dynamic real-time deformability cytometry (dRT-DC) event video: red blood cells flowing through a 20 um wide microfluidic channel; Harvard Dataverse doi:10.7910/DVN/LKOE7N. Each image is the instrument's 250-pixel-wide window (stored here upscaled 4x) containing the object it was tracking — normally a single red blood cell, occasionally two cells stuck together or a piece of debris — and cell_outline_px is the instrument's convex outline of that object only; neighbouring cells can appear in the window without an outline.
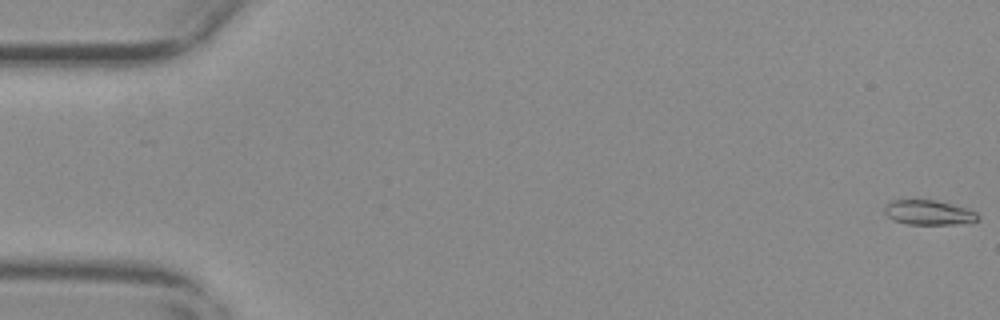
{"species": "common noctule bat (a hibernating species)", "species_latin": "Nyctalus noctula", "temperature_condition": "warm", "stored_images_in_passage": 42, "camera_frame_rate_fps": 3000, "um_per_image_px": 0.085, "animal": {"sex": "female", "body_mass_g": 29.2, "forearm_length_mm": 56.3}, "frame": {"image": 1, "passage_image": 1, "time_ms": 0.0, "image_size_px": [1000, 320], "cell_outline_px": [[980, 220], [952, 224], [908, 224], [892, 220], [884, 212], [884, 208], [892, 200], [936, 200], [968, 208], [976, 212], [980, 216]], "centroid_in_image_um": [78.95, 18.06], "position_along_channel_um": 6.0, "area_um2": 13.41}}
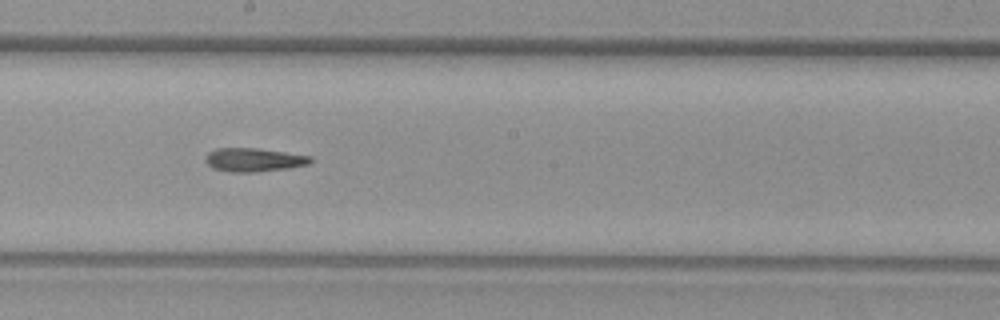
{"frame": {"image": 2, "passage_image": 32, "time_ms": 10.333, "image_size_px": [1000, 320], "cell_outline_px": [[312, 160], [308, 164], [288, 168], [256, 172], [228, 172], [212, 168], [204, 160], [204, 156], [208, 152], [216, 148], [256, 148], [312, 156]], "centroid_in_image_um": [21.52, 13.58], "position_along_channel_um": 226.7, "area_um2": 14.51}}
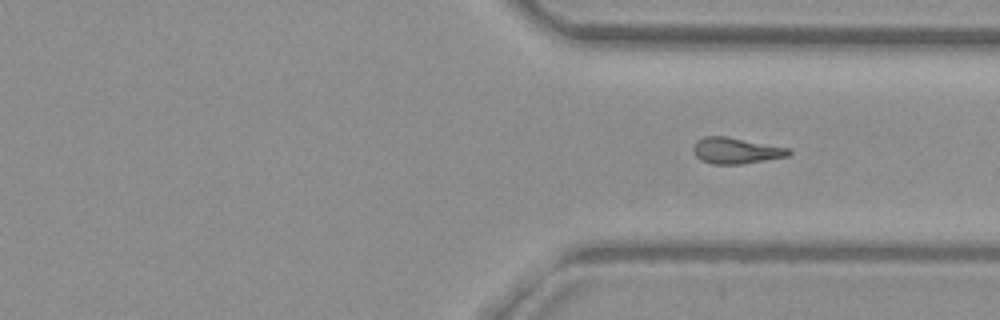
{"frame": {"image": 3, "passage_image": 42, "time_ms": 13.667, "image_size_px": [1000, 320], "cell_outline_px": [[792, 152], [788, 156], [744, 164], [712, 164], [700, 160], [696, 156], [692, 148], [696, 140], [704, 136], [724, 136], [792, 148]], "centroid_in_image_um": [62.57, 12.8], "position_along_channel_um": 348.8, "area_um2": 14.68}}